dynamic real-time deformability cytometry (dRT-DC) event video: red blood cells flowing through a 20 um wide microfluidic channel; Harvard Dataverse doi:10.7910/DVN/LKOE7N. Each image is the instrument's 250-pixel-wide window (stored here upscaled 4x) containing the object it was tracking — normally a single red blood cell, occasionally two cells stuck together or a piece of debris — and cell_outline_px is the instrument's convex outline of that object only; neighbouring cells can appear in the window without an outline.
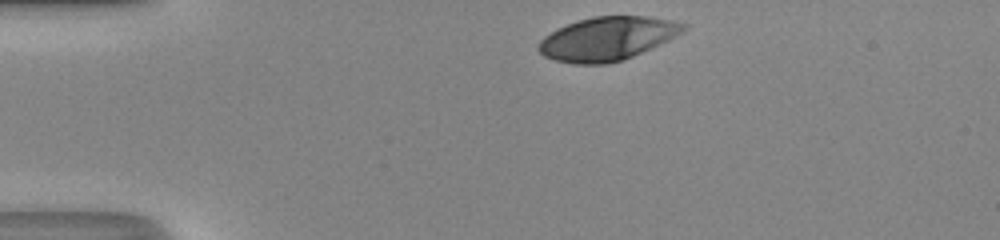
{"species": "human", "species_latin": "Homo sapiens", "temperature_condition": "room temperature", "stored_images_in_passage": 30, "camera_frame_rate_fps": 3000, "um_per_image_px": 0.085, "donor": {"sex": "male"}, "frame": {"image": 1, "passage_image": 1, "time_ms": 0.0, "image_size_px": [1000, 240], "cell_outline_px": [[688, 28], [668, 40], [660, 44], [624, 60], [604, 64], [576, 64], [556, 60], [544, 56], [536, 48], [540, 40], [544, 36], [556, 28], [592, 16], [648, 16], [672, 20], [688, 24]], "centroid_in_image_um": [51.62, 3.28], "position_along_channel_um": 33.4, "area_um2": 36.76}}
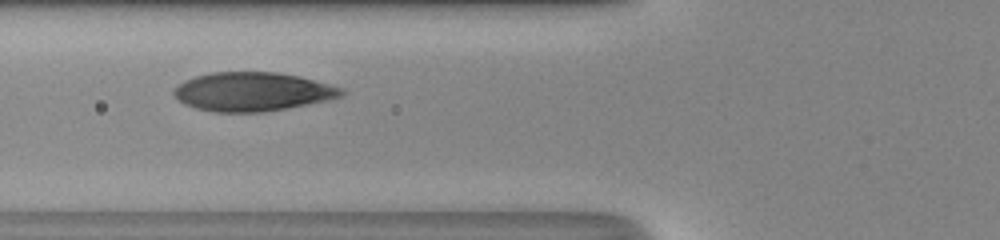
{"frame": {"image": 2, "passage_image": 10, "time_ms": 3.0, "image_size_px": [1000, 240], "cell_outline_px": [[348, 92], [344, 96], [328, 100], [308, 104], [264, 112], [212, 112], [196, 108], [184, 104], [172, 92], [172, 88], [184, 80], [196, 76], [212, 72], [276, 72], [300, 76], [344, 88]], "centroid_in_image_um": [21.49, 7.79], "position_along_channel_um": 104.3, "area_um2": 38.21}}
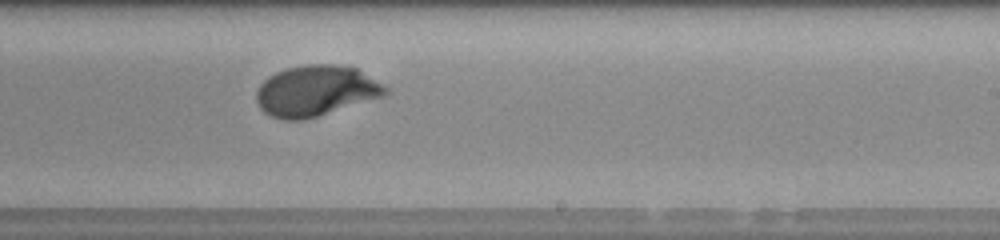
{"frame": {"image": 3, "passage_image": 21, "time_ms": 6.667, "image_size_px": [1000, 240], "cell_outline_px": [[388, 92], [384, 96], [304, 120], [284, 120], [272, 116], [264, 112], [256, 104], [256, 92], [260, 84], [268, 76], [276, 72], [288, 68], [304, 64], [336, 64], [356, 68], [384, 84], [388, 88]], "centroid_in_image_um": [26.83, 7.72], "position_along_channel_um": 262.2, "area_um2": 38.21}, "authors_computed_cell_mechanics": {"area_um2": 38.2058, "velocity_mm_per_s": 4.3188, "shape_relaxation_time_tau1_ms": 3.1466, "shape_relaxation_time_tau2_ms": null, "deformation_change_tau1": 0.2195, "deformation_change_tau2": null}}